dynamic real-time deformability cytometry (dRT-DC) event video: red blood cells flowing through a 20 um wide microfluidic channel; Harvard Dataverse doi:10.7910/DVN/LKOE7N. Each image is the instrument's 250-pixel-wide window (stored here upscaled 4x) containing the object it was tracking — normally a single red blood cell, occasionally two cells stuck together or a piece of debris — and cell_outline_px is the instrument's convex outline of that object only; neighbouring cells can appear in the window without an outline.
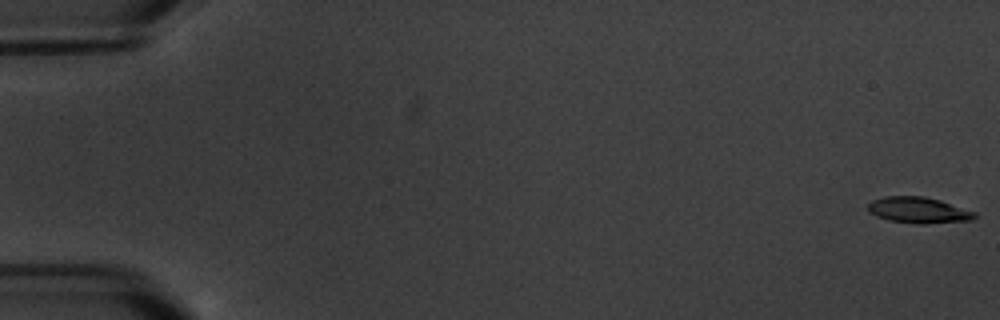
{"species": "common noctule bat (a hibernating species)", "species_latin": "Nyctalus noctula", "temperature_condition": "warm", "stored_images_in_passage": 7, "camera_frame_rate_fps": 3000, "um_per_image_px": 0.085, "animal": {"sex": "male", "body_mass_g": 20.1, "forearm_length_mm": 53.5}, "frame": {"image": 1, "passage_image": 1, "time_ms": 0.0, "image_size_px": [1000, 320], "cell_outline_px": [[976, 216], [972, 220], [924, 224], [916, 224], [888, 220], [876, 216], [868, 212], [868, 204], [872, 200], [884, 196], [924, 196], [940, 200], [976, 212]], "centroid_in_image_um": [78.05, 17.86], "position_along_channel_um": 6.9, "area_um2": 16.3}}